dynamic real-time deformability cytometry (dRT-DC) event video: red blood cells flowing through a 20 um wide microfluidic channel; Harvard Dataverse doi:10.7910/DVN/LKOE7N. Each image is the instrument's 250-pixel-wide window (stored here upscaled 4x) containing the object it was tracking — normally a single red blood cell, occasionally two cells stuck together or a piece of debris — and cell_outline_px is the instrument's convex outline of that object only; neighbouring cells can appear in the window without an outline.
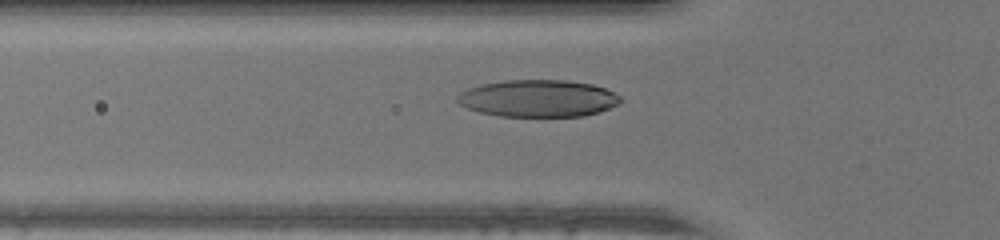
{"species": "human", "species_latin": "Homo sapiens", "temperature_condition": "warm", "stored_images_in_passage": 47, "camera_frame_rate_fps": 3000, "um_per_image_px": 0.085, "donor": {"sex": "male"}, "frame": {"image": 1, "passage_image": 16, "time_ms": 5.0, "image_size_px": [1000, 240], "cell_outline_px": [[624, 100], [608, 108], [584, 116], [500, 116], [480, 112], [468, 108], [460, 104], [456, 100], [456, 96], [460, 92], [468, 88], [480, 84], [504, 80], [564, 80], [592, 84], [604, 88], [620, 96]], "centroid_in_image_um": [45.7, 8.35], "position_along_channel_um": 80.1, "area_um2": 35.14}}
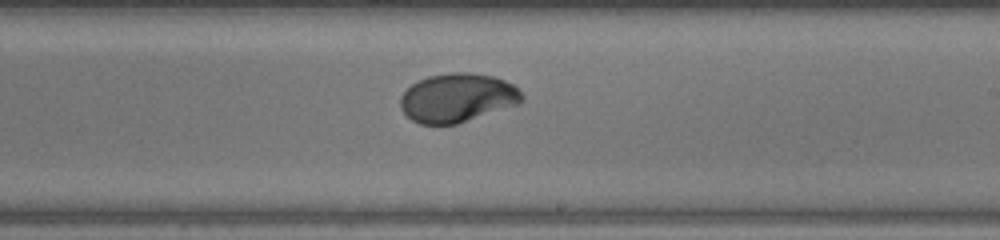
{"frame": {"image": 2, "passage_image": 28, "time_ms": 9.0, "image_size_px": [1000, 240], "cell_outline_px": [[524, 100], [520, 104], [456, 124], [420, 124], [412, 120], [400, 108], [400, 96], [412, 84], [428, 76], [448, 72], [468, 72], [496, 76], [512, 84], [524, 96]], "centroid_in_image_um": [38.89, 8.3], "position_along_channel_um": 250.1, "area_um2": 34.68}}
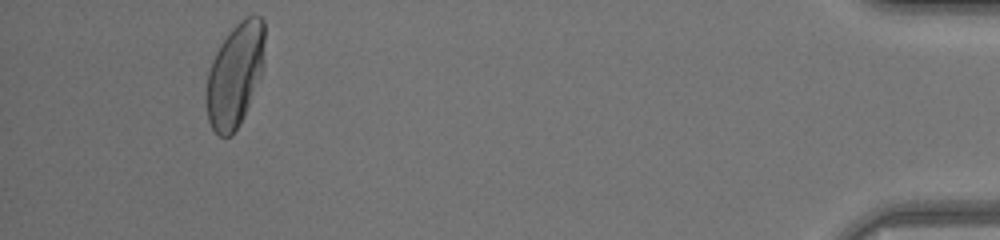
{"frame": {"image": 3, "passage_image": 45, "time_ms": 14.667, "image_size_px": [1000, 240], "cell_outline_px": [[264, 68], [244, 116], [240, 124], [228, 136], [220, 136], [212, 128], [208, 120], [204, 100], [204, 96], [208, 72], [212, 60], [220, 44], [232, 28], [240, 20], [248, 16], [260, 16], [264, 20]], "centroid_in_image_um": [19.96, 6.37], "position_along_channel_um": 415.2, "area_um2": 35.49}}